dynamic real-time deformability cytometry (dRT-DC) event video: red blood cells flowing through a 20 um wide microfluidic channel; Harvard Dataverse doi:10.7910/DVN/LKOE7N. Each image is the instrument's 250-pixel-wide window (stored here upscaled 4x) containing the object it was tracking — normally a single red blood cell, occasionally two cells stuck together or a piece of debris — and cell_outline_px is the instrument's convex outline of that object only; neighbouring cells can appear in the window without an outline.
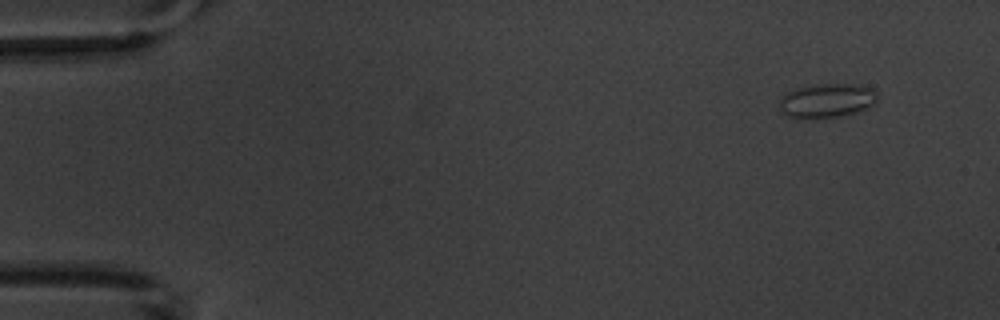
{"species": "common noctule bat (a hibernating species)", "species_latin": "Nyctalus noctula", "temperature_condition": "warm", "stored_images_in_passage": 4, "camera_frame_rate_fps": 3000, "um_per_image_px": 0.085, "animal": {"sex": "male", "body_mass_g": 20.1, "forearm_length_mm": 53.5}, "frame": {"image": 1, "passage_image": 1, "time_ms": 0.0, "image_size_px": [1000, 320], "cell_outline_px": [[876, 100], [868, 108], [856, 112], [836, 116], [812, 120], [796, 120], [784, 116], [780, 112], [780, 96], [784, 92], [796, 88], [812, 84], [852, 84], [872, 88], [876, 92]], "centroid_in_image_um": [70.16, 8.58], "position_along_channel_um": 14.8, "area_um2": 20.11}}